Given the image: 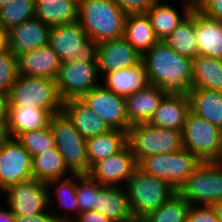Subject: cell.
<instances>
[{
  "instance_id": "6da1fadb",
  "label": "cell",
  "mask_w": 222,
  "mask_h": 222,
  "mask_svg": "<svg viewBox=\"0 0 222 222\" xmlns=\"http://www.w3.org/2000/svg\"><path fill=\"white\" fill-rule=\"evenodd\" d=\"M149 83L167 93L188 94L192 89V59L158 41L142 55Z\"/></svg>"
},
{
  "instance_id": "7a4b0ae2",
  "label": "cell",
  "mask_w": 222,
  "mask_h": 222,
  "mask_svg": "<svg viewBox=\"0 0 222 222\" xmlns=\"http://www.w3.org/2000/svg\"><path fill=\"white\" fill-rule=\"evenodd\" d=\"M126 13L113 0H78V22L99 43L124 36Z\"/></svg>"
},
{
  "instance_id": "3957f363",
  "label": "cell",
  "mask_w": 222,
  "mask_h": 222,
  "mask_svg": "<svg viewBox=\"0 0 222 222\" xmlns=\"http://www.w3.org/2000/svg\"><path fill=\"white\" fill-rule=\"evenodd\" d=\"M124 186L136 222L157 210L177 192L168 182L144 173L138 167Z\"/></svg>"
},
{
  "instance_id": "277c9868",
  "label": "cell",
  "mask_w": 222,
  "mask_h": 222,
  "mask_svg": "<svg viewBox=\"0 0 222 222\" xmlns=\"http://www.w3.org/2000/svg\"><path fill=\"white\" fill-rule=\"evenodd\" d=\"M62 102L55 79L19 75L6 96L7 106L38 107L61 112Z\"/></svg>"
},
{
  "instance_id": "5b68a950",
  "label": "cell",
  "mask_w": 222,
  "mask_h": 222,
  "mask_svg": "<svg viewBox=\"0 0 222 222\" xmlns=\"http://www.w3.org/2000/svg\"><path fill=\"white\" fill-rule=\"evenodd\" d=\"M127 144L138 163L148 156L181 150L182 131L159 128L149 123L134 124L127 131Z\"/></svg>"
},
{
  "instance_id": "8992f818",
  "label": "cell",
  "mask_w": 222,
  "mask_h": 222,
  "mask_svg": "<svg viewBox=\"0 0 222 222\" xmlns=\"http://www.w3.org/2000/svg\"><path fill=\"white\" fill-rule=\"evenodd\" d=\"M182 146L200 162H222V129L189 111Z\"/></svg>"
},
{
  "instance_id": "52a82bcc",
  "label": "cell",
  "mask_w": 222,
  "mask_h": 222,
  "mask_svg": "<svg viewBox=\"0 0 222 222\" xmlns=\"http://www.w3.org/2000/svg\"><path fill=\"white\" fill-rule=\"evenodd\" d=\"M48 44L57 53L61 63L73 60L97 63L98 43L89 39L78 21L50 27Z\"/></svg>"
},
{
  "instance_id": "ba28073f",
  "label": "cell",
  "mask_w": 222,
  "mask_h": 222,
  "mask_svg": "<svg viewBox=\"0 0 222 222\" xmlns=\"http://www.w3.org/2000/svg\"><path fill=\"white\" fill-rule=\"evenodd\" d=\"M49 127L54 136L55 146L71 171V175L88 174L90 168L86 139L80 135L62 111L52 115Z\"/></svg>"
},
{
  "instance_id": "9c48e42d",
  "label": "cell",
  "mask_w": 222,
  "mask_h": 222,
  "mask_svg": "<svg viewBox=\"0 0 222 222\" xmlns=\"http://www.w3.org/2000/svg\"><path fill=\"white\" fill-rule=\"evenodd\" d=\"M177 192L190 205L212 206L222 200V162H201Z\"/></svg>"
},
{
  "instance_id": "30bf717a",
  "label": "cell",
  "mask_w": 222,
  "mask_h": 222,
  "mask_svg": "<svg viewBox=\"0 0 222 222\" xmlns=\"http://www.w3.org/2000/svg\"><path fill=\"white\" fill-rule=\"evenodd\" d=\"M201 162L187 149L152 155L138 162V168L168 182L176 191Z\"/></svg>"
},
{
  "instance_id": "8fae6325",
  "label": "cell",
  "mask_w": 222,
  "mask_h": 222,
  "mask_svg": "<svg viewBox=\"0 0 222 222\" xmlns=\"http://www.w3.org/2000/svg\"><path fill=\"white\" fill-rule=\"evenodd\" d=\"M3 194L15 216L35 215L52 207L47 184L34 178L10 186Z\"/></svg>"
},
{
  "instance_id": "7c38bea8",
  "label": "cell",
  "mask_w": 222,
  "mask_h": 222,
  "mask_svg": "<svg viewBox=\"0 0 222 222\" xmlns=\"http://www.w3.org/2000/svg\"><path fill=\"white\" fill-rule=\"evenodd\" d=\"M97 63L73 60L60 63L55 79L58 93L63 101L80 99L84 94L99 86Z\"/></svg>"
},
{
  "instance_id": "4fadbf2b",
  "label": "cell",
  "mask_w": 222,
  "mask_h": 222,
  "mask_svg": "<svg viewBox=\"0 0 222 222\" xmlns=\"http://www.w3.org/2000/svg\"><path fill=\"white\" fill-rule=\"evenodd\" d=\"M80 100L111 129L125 132L130 129L131 125L126 113V98L116 95L103 85H99L84 94Z\"/></svg>"
},
{
  "instance_id": "5bb4252c",
  "label": "cell",
  "mask_w": 222,
  "mask_h": 222,
  "mask_svg": "<svg viewBox=\"0 0 222 222\" xmlns=\"http://www.w3.org/2000/svg\"><path fill=\"white\" fill-rule=\"evenodd\" d=\"M32 156L16 139L9 137L0 146V192L33 178Z\"/></svg>"
},
{
  "instance_id": "9a60e30c",
  "label": "cell",
  "mask_w": 222,
  "mask_h": 222,
  "mask_svg": "<svg viewBox=\"0 0 222 222\" xmlns=\"http://www.w3.org/2000/svg\"><path fill=\"white\" fill-rule=\"evenodd\" d=\"M137 167L138 163L126 144L119 152L95 163L88 174L102 186L122 187Z\"/></svg>"
},
{
  "instance_id": "2e32d148",
  "label": "cell",
  "mask_w": 222,
  "mask_h": 222,
  "mask_svg": "<svg viewBox=\"0 0 222 222\" xmlns=\"http://www.w3.org/2000/svg\"><path fill=\"white\" fill-rule=\"evenodd\" d=\"M50 27L39 18L25 20L4 34V45L16 56L48 44Z\"/></svg>"
},
{
  "instance_id": "e0dca14e",
  "label": "cell",
  "mask_w": 222,
  "mask_h": 222,
  "mask_svg": "<svg viewBox=\"0 0 222 222\" xmlns=\"http://www.w3.org/2000/svg\"><path fill=\"white\" fill-rule=\"evenodd\" d=\"M141 60L142 56L124 37L98 43L96 61L100 74L137 65Z\"/></svg>"
},
{
  "instance_id": "ac0fdd59",
  "label": "cell",
  "mask_w": 222,
  "mask_h": 222,
  "mask_svg": "<svg viewBox=\"0 0 222 222\" xmlns=\"http://www.w3.org/2000/svg\"><path fill=\"white\" fill-rule=\"evenodd\" d=\"M19 75L56 79L60 59L49 44L17 56Z\"/></svg>"
},
{
  "instance_id": "d6986e66",
  "label": "cell",
  "mask_w": 222,
  "mask_h": 222,
  "mask_svg": "<svg viewBox=\"0 0 222 222\" xmlns=\"http://www.w3.org/2000/svg\"><path fill=\"white\" fill-rule=\"evenodd\" d=\"M189 111L190 101L187 94L168 93L148 123L159 128L182 131Z\"/></svg>"
},
{
  "instance_id": "ffe728a7",
  "label": "cell",
  "mask_w": 222,
  "mask_h": 222,
  "mask_svg": "<svg viewBox=\"0 0 222 222\" xmlns=\"http://www.w3.org/2000/svg\"><path fill=\"white\" fill-rule=\"evenodd\" d=\"M168 93L156 85L149 84L126 98V113L129 124L148 123L162 99Z\"/></svg>"
},
{
  "instance_id": "44dd1931",
  "label": "cell",
  "mask_w": 222,
  "mask_h": 222,
  "mask_svg": "<svg viewBox=\"0 0 222 222\" xmlns=\"http://www.w3.org/2000/svg\"><path fill=\"white\" fill-rule=\"evenodd\" d=\"M61 111L84 139L107 133L111 128L80 99L62 102Z\"/></svg>"
},
{
  "instance_id": "7402d4cb",
  "label": "cell",
  "mask_w": 222,
  "mask_h": 222,
  "mask_svg": "<svg viewBox=\"0 0 222 222\" xmlns=\"http://www.w3.org/2000/svg\"><path fill=\"white\" fill-rule=\"evenodd\" d=\"M96 210L113 222H136L124 186H101L96 192Z\"/></svg>"
},
{
  "instance_id": "603a6c76",
  "label": "cell",
  "mask_w": 222,
  "mask_h": 222,
  "mask_svg": "<svg viewBox=\"0 0 222 222\" xmlns=\"http://www.w3.org/2000/svg\"><path fill=\"white\" fill-rule=\"evenodd\" d=\"M53 113L38 107L7 106L8 131L12 138L28 131L49 127Z\"/></svg>"
},
{
  "instance_id": "cb8c5ba5",
  "label": "cell",
  "mask_w": 222,
  "mask_h": 222,
  "mask_svg": "<svg viewBox=\"0 0 222 222\" xmlns=\"http://www.w3.org/2000/svg\"><path fill=\"white\" fill-rule=\"evenodd\" d=\"M104 76L105 84L102 85L124 98L150 84L142 61L128 68L111 71Z\"/></svg>"
},
{
  "instance_id": "d4e9b609",
  "label": "cell",
  "mask_w": 222,
  "mask_h": 222,
  "mask_svg": "<svg viewBox=\"0 0 222 222\" xmlns=\"http://www.w3.org/2000/svg\"><path fill=\"white\" fill-rule=\"evenodd\" d=\"M195 35L199 55L222 59V21L195 9Z\"/></svg>"
},
{
  "instance_id": "484cf974",
  "label": "cell",
  "mask_w": 222,
  "mask_h": 222,
  "mask_svg": "<svg viewBox=\"0 0 222 222\" xmlns=\"http://www.w3.org/2000/svg\"><path fill=\"white\" fill-rule=\"evenodd\" d=\"M184 2L185 5H183L182 8V17L174 7H171L163 0H157L148 10L146 14L150 19L151 25L158 40L164 41L192 12L194 7L186 1Z\"/></svg>"
},
{
  "instance_id": "4316f807",
  "label": "cell",
  "mask_w": 222,
  "mask_h": 222,
  "mask_svg": "<svg viewBox=\"0 0 222 222\" xmlns=\"http://www.w3.org/2000/svg\"><path fill=\"white\" fill-rule=\"evenodd\" d=\"M187 95L193 114L222 129V91L192 88Z\"/></svg>"
},
{
  "instance_id": "83f0119b",
  "label": "cell",
  "mask_w": 222,
  "mask_h": 222,
  "mask_svg": "<svg viewBox=\"0 0 222 222\" xmlns=\"http://www.w3.org/2000/svg\"><path fill=\"white\" fill-rule=\"evenodd\" d=\"M123 37L141 56L159 41L147 14L126 15Z\"/></svg>"
},
{
  "instance_id": "f1b7e54d",
  "label": "cell",
  "mask_w": 222,
  "mask_h": 222,
  "mask_svg": "<svg viewBox=\"0 0 222 222\" xmlns=\"http://www.w3.org/2000/svg\"><path fill=\"white\" fill-rule=\"evenodd\" d=\"M126 144L127 132L119 129H111L107 133L86 139L89 168L119 152Z\"/></svg>"
},
{
  "instance_id": "f546056e",
  "label": "cell",
  "mask_w": 222,
  "mask_h": 222,
  "mask_svg": "<svg viewBox=\"0 0 222 222\" xmlns=\"http://www.w3.org/2000/svg\"><path fill=\"white\" fill-rule=\"evenodd\" d=\"M192 88L222 91V59L197 54L192 59Z\"/></svg>"
},
{
  "instance_id": "4dcf8cb0",
  "label": "cell",
  "mask_w": 222,
  "mask_h": 222,
  "mask_svg": "<svg viewBox=\"0 0 222 222\" xmlns=\"http://www.w3.org/2000/svg\"><path fill=\"white\" fill-rule=\"evenodd\" d=\"M35 17L49 27L77 22L78 0H58L37 4Z\"/></svg>"
},
{
  "instance_id": "1f68e13d",
  "label": "cell",
  "mask_w": 222,
  "mask_h": 222,
  "mask_svg": "<svg viewBox=\"0 0 222 222\" xmlns=\"http://www.w3.org/2000/svg\"><path fill=\"white\" fill-rule=\"evenodd\" d=\"M32 160L33 178L45 183L54 179L64 178L71 172L56 147L33 156Z\"/></svg>"
},
{
  "instance_id": "d6a6232c",
  "label": "cell",
  "mask_w": 222,
  "mask_h": 222,
  "mask_svg": "<svg viewBox=\"0 0 222 222\" xmlns=\"http://www.w3.org/2000/svg\"><path fill=\"white\" fill-rule=\"evenodd\" d=\"M164 42L175 52L190 59L198 54L195 35V8Z\"/></svg>"
},
{
  "instance_id": "836d02e7",
  "label": "cell",
  "mask_w": 222,
  "mask_h": 222,
  "mask_svg": "<svg viewBox=\"0 0 222 222\" xmlns=\"http://www.w3.org/2000/svg\"><path fill=\"white\" fill-rule=\"evenodd\" d=\"M46 184L48 190H50V188L53 190V188L55 187V196L57 198L56 200H58L59 203L57 206L67 210L66 212L69 211L71 213H65L64 216H62L59 215L60 213H58L57 215L53 212L54 217H56L58 222H72L74 220V216L75 218H77L78 216V203L76 197V174H72L71 177L67 176L65 178L54 179L48 181Z\"/></svg>"
},
{
  "instance_id": "e575fe53",
  "label": "cell",
  "mask_w": 222,
  "mask_h": 222,
  "mask_svg": "<svg viewBox=\"0 0 222 222\" xmlns=\"http://www.w3.org/2000/svg\"><path fill=\"white\" fill-rule=\"evenodd\" d=\"M33 0H13L0 7V29L5 34L11 28L20 25L25 20L35 17Z\"/></svg>"
},
{
  "instance_id": "d590c367",
  "label": "cell",
  "mask_w": 222,
  "mask_h": 222,
  "mask_svg": "<svg viewBox=\"0 0 222 222\" xmlns=\"http://www.w3.org/2000/svg\"><path fill=\"white\" fill-rule=\"evenodd\" d=\"M190 204L176 192L161 207L140 222H186Z\"/></svg>"
},
{
  "instance_id": "8d00e7d4",
  "label": "cell",
  "mask_w": 222,
  "mask_h": 222,
  "mask_svg": "<svg viewBox=\"0 0 222 222\" xmlns=\"http://www.w3.org/2000/svg\"><path fill=\"white\" fill-rule=\"evenodd\" d=\"M16 139L32 157L56 147L50 127L25 132Z\"/></svg>"
},
{
  "instance_id": "74e56055",
  "label": "cell",
  "mask_w": 222,
  "mask_h": 222,
  "mask_svg": "<svg viewBox=\"0 0 222 222\" xmlns=\"http://www.w3.org/2000/svg\"><path fill=\"white\" fill-rule=\"evenodd\" d=\"M101 186L89 174H76L78 215L84 211L96 210V192Z\"/></svg>"
},
{
  "instance_id": "f35d334b",
  "label": "cell",
  "mask_w": 222,
  "mask_h": 222,
  "mask_svg": "<svg viewBox=\"0 0 222 222\" xmlns=\"http://www.w3.org/2000/svg\"><path fill=\"white\" fill-rule=\"evenodd\" d=\"M18 77L17 56L4 45L0 49V95L6 97Z\"/></svg>"
},
{
  "instance_id": "ab89813d",
  "label": "cell",
  "mask_w": 222,
  "mask_h": 222,
  "mask_svg": "<svg viewBox=\"0 0 222 222\" xmlns=\"http://www.w3.org/2000/svg\"><path fill=\"white\" fill-rule=\"evenodd\" d=\"M186 222H219L212 206L191 205Z\"/></svg>"
},
{
  "instance_id": "60d3db41",
  "label": "cell",
  "mask_w": 222,
  "mask_h": 222,
  "mask_svg": "<svg viewBox=\"0 0 222 222\" xmlns=\"http://www.w3.org/2000/svg\"><path fill=\"white\" fill-rule=\"evenodd\" d=\"M125 13L146 14L157 0H113Z\"/></svg>"
},
{
  "instance_id": "b9f144b4",
  "label": "cell",
  "mask_w": 222,
  "mask_h": 222,
  "mask_svg": "<svg viewBox=\"0 0 222 222\" xmlns=\"http://www.w3.org/2000/svg\"><path fill=\"white\" fill-rule=\"evenodd\" d=\"M195 9L210 19L222 21V0H201Z\"/></svg>"
},
{
  "instance_id": "7bdbcfd3",
  "label": "cell",
  "mask_w": 222,
  "mask_h": 222,
  "mask_svg": "<svg viewBox=\"0 0 222 222\" xmlns=\"http://www.w3.org/2000/svg\"><path fill=\"white\" fill-rule=\"evenodd\" d=\"M50 212V213H48ZM14 222H58L54 214L48 210L45 212H41L35 215H28V216H15Z\"/></svg>"
},
{
  "instance_id": "ee69618b",
  "label": "cell",
  "mask_w": 222,
  "mask_h": 222,
  "mask_svg": "<svg viewBox=\"0 0 222 222\" xmlns=\"http://www.w3.org/2000/svg\"><path fill=\"white\" fill-rule=\"evenodd\" d=\"M77 217L78 218H74L72 222H113L97 210L81 212Z\"/></svg>"
},
{
  "instance_id": "f6af8a7d",
  "label": "cell",
  "mask_w": 222,
  "mask_h": 222,
  "mask_svg": "<svg viewBox=\"0 0 222 222\" xmlns=\"http://www.w3.org/2000/svg\"><path fill=\"white\" fill-rule=\"evenodd\" d=\"M10 137L8 131V119H0V146Z\"/></svg>"
},
{
  "instance_id": "bcb514c9",
  "label": "cell",
  "mask_w": 222,
  "mask_h": 222,
  "mask_svg": "<svg viewBox=\"0 0 222 222\" xmlns=\"http://www.w3.org/2000/svg\"><path fill=\"white\" fill-rule=\"evenodd\" d=\"M15 215L10 208L7 210L0 208V222H14Z\"/></svg>"
},
{
  "instance_id": "7dc6e473",
  "label": "cell",
  "mask_w": 222,
  "mask_h": 222,
  "mask_svg": "<svg viewBox=\"0 0 222 222\" xmlns=\"http://www.w3.org/2000/svg\"><path fill=\"white\" fill-rule=\"evenodd\" d=\"M0 119H8L6 97L0 95Z\"/></svg>"
},
{
  "instance_id": "c3c4849f",
  "label": "cell",
  "mask_w": 222,
  "mask_h": 222,
  "mask_svg": "<svg viewBox=\"0 0 222 222\" xmlns=\"http://www.w3.org/2000/svg\"><path fill=\"white\" fill-rule=\"evenodd\" d=\"M213 209L216 212L217 218L219 222H222V200L214 203L212 205Z\"/></svg>"
},
{
  "instance_id": "681fc988",
  "label": "cell",
  "mask_w": 222,
  "mask_h": 222,
  "mask_svg": "<svg viewBox=\"0 0 222 222\" xmlns=\"http://www.w3.org/2000/svg\"><path fill=\"white\" fill-rule=\"evenodd\" d=\"M186 2L195 8L201 2V0H186Z\"/></svg>"
},
{
  "instance_id": "f907efd6",
  "label": "cell",
  "mask_w": 222,
  "mask_h": 222,
  "mask_svg": "<svg viewBox=\"0 0 222 222\" xmlns=\"http://www.w3.org/2000/svg\"><path fill=\"white\" fill-rule=\"evenodd\" d=\"M4 41H5L4 33L0 29V49L4 46Z\"/></svg>"
},
{
  "instance_id": "816d5d0a",
  "label": "cell",
  "mask_w": 222,
  "mask_h": 222,
  "mask_svg": "<svg viewBox=\"0 0 222 222\" xmlns=\"http://www.w3.org/2000/svg\"><path fill=\"white\" fill-rule=\"evenodd\" d=\"M33 1L35 3V6H36L37 4L47 3L49 1H58V0H33Z\"/></svg>"
},
{
  "instance_id": "f5cc1de1",
  "label": "cell",
  "mask_w": 222,
  "mask_h": 222,
  "mask_svg": "<svg viewBox=\"0 0 222 222\" xmlns=\"http://www.w3.org/2000/svg\"><path fill=\"white\" fill-rule=\"evenodd\" d=\"M13 0H0V7L3 5H6L8 3H11Z\"/></svg>"
}]
</instances>
